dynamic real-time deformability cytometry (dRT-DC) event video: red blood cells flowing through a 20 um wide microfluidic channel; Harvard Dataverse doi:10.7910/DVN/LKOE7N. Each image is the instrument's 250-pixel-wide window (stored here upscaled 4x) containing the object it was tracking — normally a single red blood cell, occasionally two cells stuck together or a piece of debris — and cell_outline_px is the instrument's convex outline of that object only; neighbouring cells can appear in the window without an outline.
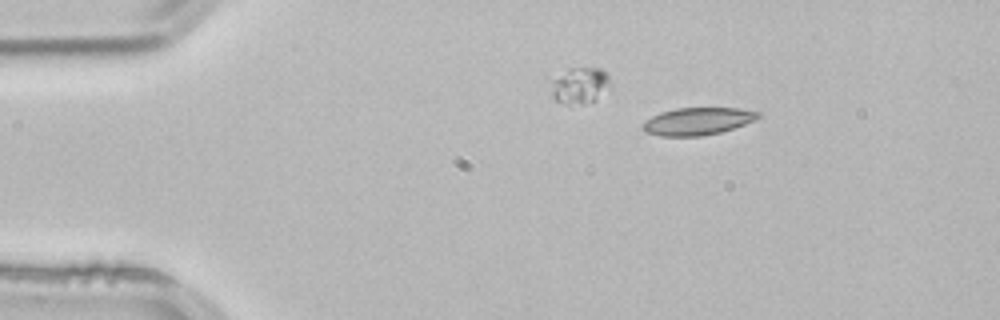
{"species": "common noctule bat (a hibernating species)", "species_latin": "Nyctalus noctula", "temperature_condition": "room temperature", "stored_images_in_passage": 46, "camera_frame_rate_fps": 3000, "um_per_image_px": 0.085, "animal": {"sex": "male", "body_mass_g": 21.5, "forearm_length_mm": 52.0}, "frame": {"image": 1, "passage_image": 1, "time_ms": 0.0, "image_size_px": [1000, 320], "cell_outline_px": [[760, 116], [744, 124], [720, 132], [700, 136], [660, 136], [644, 132], [640, 128], [640, 124], [644, 120], [660, 112], [676, 108], [740, 108], [760, 112]], "centroid_in_image_um": [59.2, 10.3], "position_along_channel_um": 25.8, "area_um2": 18.5}}
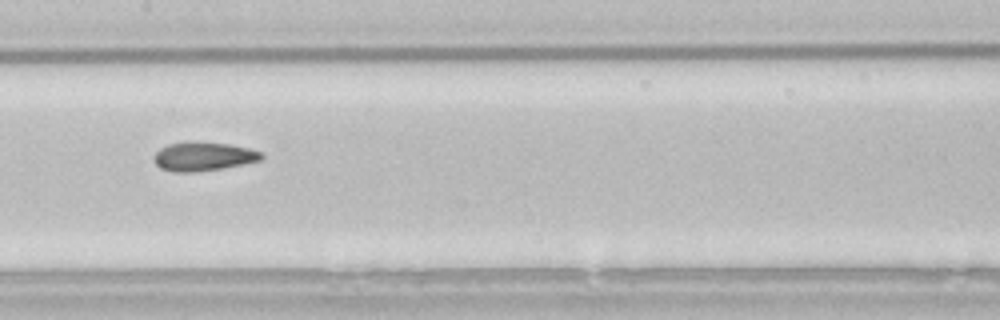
{"frame": {"image": 2, "passage_image": 19, "time_ms": 6.0, "image_size_px": [1000, 320], "cell_outline_px": [[264, 156], [260, 160], [244, 164], [224, 168], [196, 172], [172, 172], [160, 168], [156, 164], [152, 156], [160, 148], [168, 144], [228, 144], [248, 148], [260, 152]], "centroid_in_image_um": [17.27, 13.35], "position_along_channel_um": 190.1, "area_um2": 17.46}}
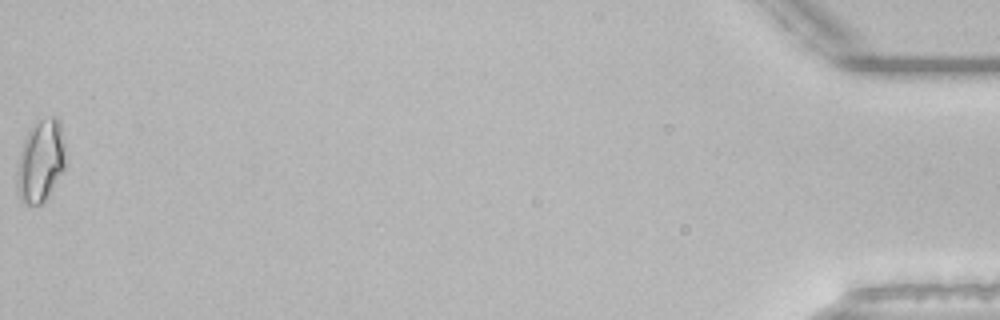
{"frame": {"image": 3, "passage_image": 46, "time_ms": 15.0, "image_size_px": [1000, 320], "cell_outline_px": [[64, 168], [48, 196], [40, 204], [24, 204], [20, 200], [16, 180], [16, 164], [24, 140], [32, 124], [36, 120], [52, 116], [56, 116], [60, 120], [64, 144]], "centroid_in_image_um": [3.43, 13.65], "position_along_channel_um": 431.8, "area_um2": 23.35}, "authors_computed_cell_mechanics": {"area_um2": 18.0336, "velocity_mm_per_s": 3.8331, "shape_relaxation_time_tau1_ms": null, "shape_relaxation_time_tau2_ms": 2.8109, "deformation_change_tau1": null, "deformation_change_tau2": 0.0962}}